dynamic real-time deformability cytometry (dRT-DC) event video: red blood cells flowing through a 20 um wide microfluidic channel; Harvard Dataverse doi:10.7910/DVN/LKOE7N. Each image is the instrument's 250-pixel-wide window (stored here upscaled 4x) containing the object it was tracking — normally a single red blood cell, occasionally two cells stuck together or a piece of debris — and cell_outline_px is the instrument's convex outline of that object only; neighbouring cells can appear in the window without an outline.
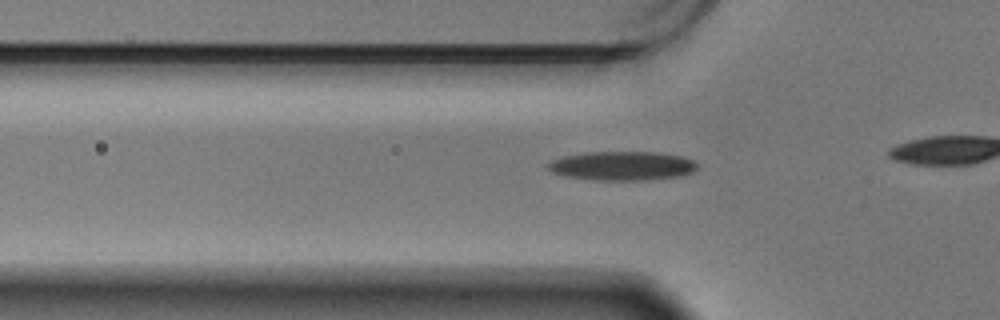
{"species": "Egyptian fruit bat (a non-hibernating species)", "species_latin": "Rousettus aegyptiacus", "temperature_condition": "warm", "stored_images_in_passage": 43, "camera_frame_rate_fps": 3000, "um_per_image_px": 0.085, "animal": {"sex": "male"}, "frame": {"image": 1, "passage_image": 16, "time_ms": 5.0, "image_size_px": [1000, 320], "cell_outline_px": [[700, 164], [692, 172], [680, 176], [644, 180], [596, 180], [568, 176], [552, 172], [548, 168], [548, 164], [552, 160], [564, 156], [588, 152], [656, 152], [680, 156], [692, 160]], "centroid_in_image_um": [52.91, 14.09], "position_along_channel_um": 72.9, "area_um2": 25.03}}
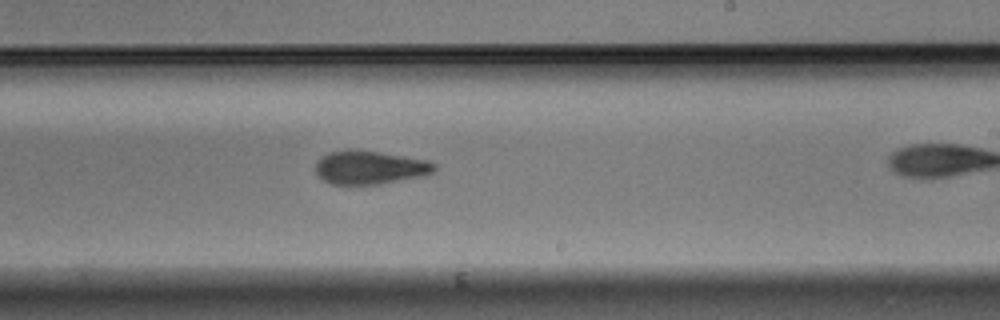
{"frame": {"image": 2, "passage_image": 32, "time_ms": 10.333, "image_size_px": [1000, 320], "cell_outline_px": [[436, 172], [424, 176], [380, 184], [332, 184], [324, 180], [316, 172], [316, 164], [320, 156], [328, 152], [348, 148], [356, 148], [428, 160], [436, 164]], "centroid_in_image_um": [31.45, 14.21], "position_along_channel_um": 257.5, "area_um2": 23.58}}
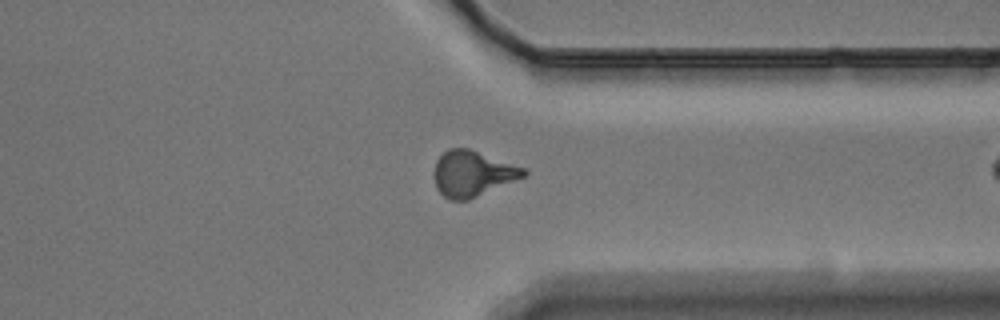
{"frame": {"image": 3, "passage_image": 42, "time_ms": 13.667, "image_size_px": [1000, 320], "cell_outline_px": [[528, 176], [468, 200], [448, 200], [436, 188], [432, 176], [432, 172], [436, 160], [448, 148], [468, 148], [524, 168], [528, 172]], "centroid_in_image_um": [40.14, 14.77], "position_along_channel_um": 371.3, "area_um2": 24.1}}